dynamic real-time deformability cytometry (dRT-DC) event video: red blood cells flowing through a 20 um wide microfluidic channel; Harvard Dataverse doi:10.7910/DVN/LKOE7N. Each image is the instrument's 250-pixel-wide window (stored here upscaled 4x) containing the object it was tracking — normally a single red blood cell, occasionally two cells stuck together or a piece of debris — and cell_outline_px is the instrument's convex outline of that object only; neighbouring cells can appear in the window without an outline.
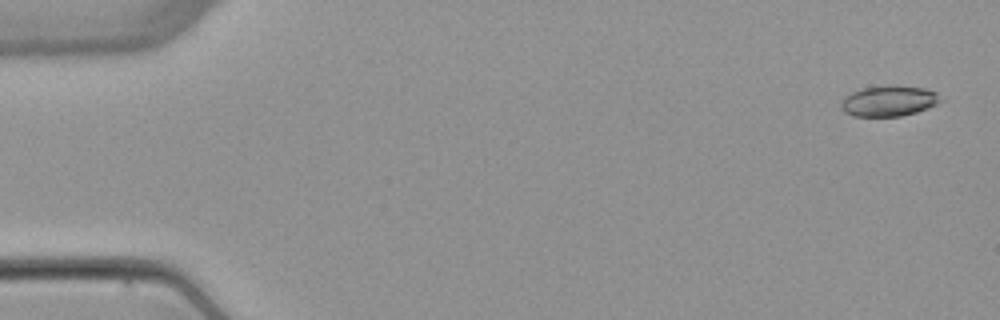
{"species": "common noctule bat (a hibernating species)", "species_latin": "Nyctalus noctula", "temperature_condition": "warm", "stored_images_in_passage": 4, "camera_frame_rate_fps": 3000, "um_per_image_px": 0.085, "animal": {"sex": "female", "body_mass_g": 22.7, "forearm_length_mm": 54.2}, "frame": {"image": 1, "passage_image": 1, "time_ms": 0.0, "image_size_px": [1000, 320], "cell_outline_px": [[944, 100], [928, 108], [916, 112], [900, 116], [852, 116], [844, 112], [840, 108], [840, 104], [852, 92], [864, 88], [924, 88], [936, 92]], "centroid_in_image_um": [75.56, 8.64], "position_along_channel_um": 9.4, "area_um2": 16.94}}
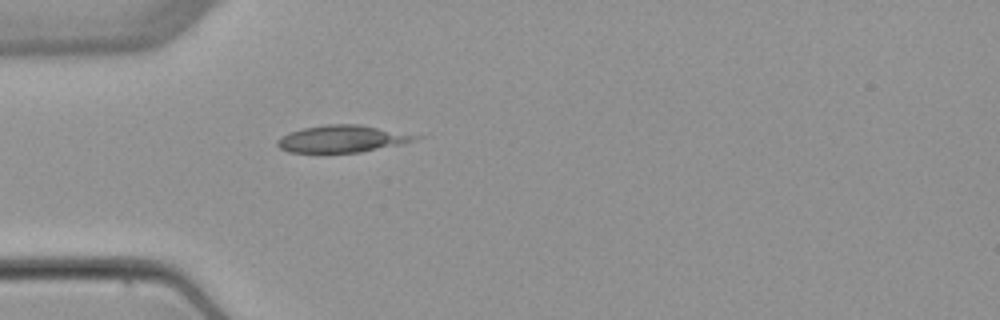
{"frame": {"image": 2, "passage_image": 4, "time_ms": 4.667, "image_size_px": [1000, 320], "cell_outline_px": [[424, 136], [400, 144], [360, 152], [288, 152], [280, 148], [276, 144], [276, 140], [288, 132], [304, 128], [324, 124], [356, 124]], "centroid_in_image_um": [29.02, 11.79], "position_along_channel_um": 56.0, "area_um2": 21.44}}